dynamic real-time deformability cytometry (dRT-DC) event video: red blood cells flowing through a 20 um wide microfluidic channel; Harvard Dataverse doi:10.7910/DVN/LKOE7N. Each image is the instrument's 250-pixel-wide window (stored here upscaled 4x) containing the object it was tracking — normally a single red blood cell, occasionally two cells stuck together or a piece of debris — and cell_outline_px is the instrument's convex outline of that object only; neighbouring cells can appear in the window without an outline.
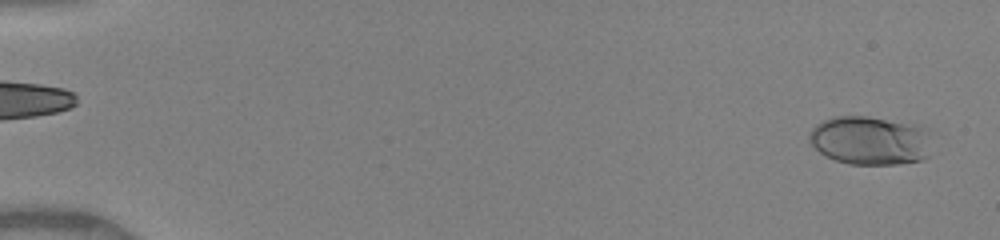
{"species": "human", "species_latin": "Homo sapiens", "temperature_condition": "warm", "stored_images_in_passage": 49, "camera_frame_rate_fps": 3000, "um_per_image_px": 0.085, "donor": {"sex": "female"}, "frame": {"image": 1, "passage_image": 1, "time_ms": 0.0, "image_size_px": [1000, 240], "cell_outline_px": [[932, 132], [928, 156], [924, 160], [900, 164], [848, 164], [836, 160], [820, 152], [808, 140], [808, 136], [812, 128], [816, 124], [832, 116], [868, 116], [920, 124], [928, 128]], "centroid_in_image_um": [74.03, 11.92], "position_along_channel_um": 11.0, "area_um2": 35.55}}
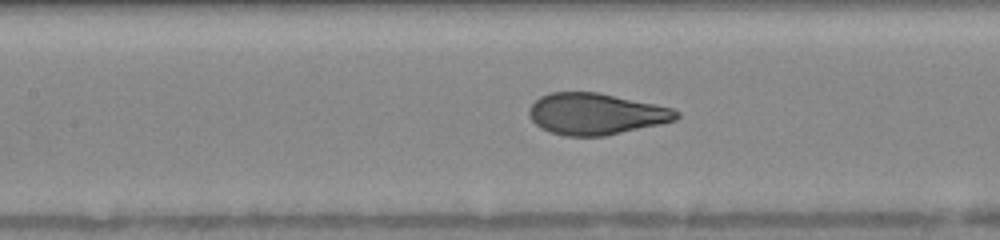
{"frame": {"image": 2, "passage_image": 23, "time_ms": 7.333, "image_size_px": [1000, 240], "cell_outline_px": [[680, 116], [676, 120], [660, 124], [604, 136], [564, 136], [548, 132], [540, 128], [528, 116], [528, 108], [540, 96], [552, 92], [600, 92], [672, 108], [680, 112]], "centroid_in_image_um": [50.62, 9.68], "position_along_channel_um": 156.8, "area_um2": 35.72}}
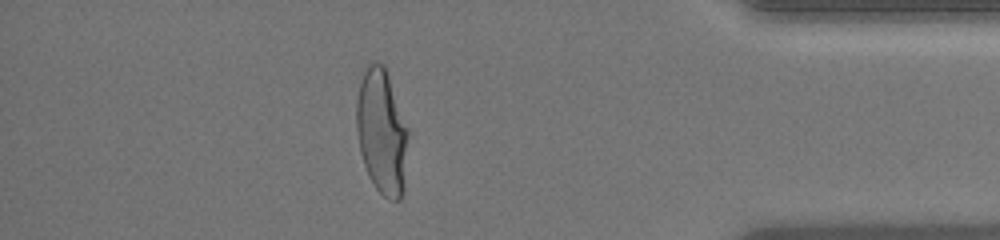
{"frame": {"image": 3, "passage_image": 43, "time_ms": 14.0, "image_size_px": [1000, 240], "cell_outline_px": [[412, 132], [404, 192], [400, 200], [388, 200], [376, 188], [368, 176], [360, 152], [356, 128], [356, 100], [360, 84], [364, 72], [368, 64], [372, 60], [384, 64]], "centroid_in_image_um": [32.53, 11.23], "position_along_channel_um": 402.7, "area_um2": 39.36}, "authors_computed_cell_mechanics": {"area_um2": 35.7204, "velocity_mm_per_s": 4.1231, "shape_relaxation_time_tau1_ms": 3.5235, "shape_relaxation_time_tau2_ms": null, "deformation_change_tau1": 0.1921, "deformation_change_tau2": null}}